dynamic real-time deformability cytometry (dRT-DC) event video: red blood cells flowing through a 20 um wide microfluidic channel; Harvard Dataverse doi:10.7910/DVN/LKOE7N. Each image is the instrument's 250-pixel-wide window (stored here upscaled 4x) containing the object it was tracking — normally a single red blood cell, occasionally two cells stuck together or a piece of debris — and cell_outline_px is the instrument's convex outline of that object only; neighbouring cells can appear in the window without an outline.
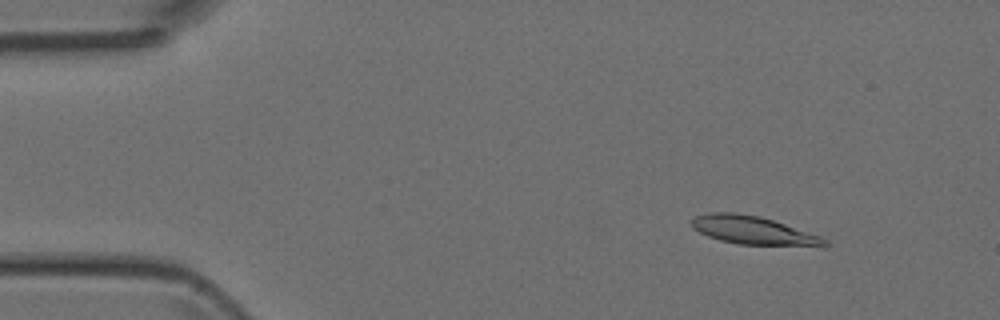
{"species": "Egyptian fruit bat (a non-hibernating species)", "species_latin": "Rousettus aegyptiacus", "temperature_condition": "room temperature", "stored_images_in_passage": 4, "camera_frame_rate_fps": 3000, "um_per_image_px": 0.085, "animal": {"sex": "female"}, "frame": {"image": 1, "passage_image": 1, "time_ms": 0.0, "image_size_px": [1000, 320], "cell_outline_px": [[832, 244], [736, 244], [720, 240], [708, 236], [692, 228], [692, 220], [696, 216], [712, 212], [736, 212], [760, 216], [820, 236], [828, 240]], "centroid_in_image_um": [63.9, 19.54], "position_along_channel_um": 21.1, "area_um2": 21.04}}
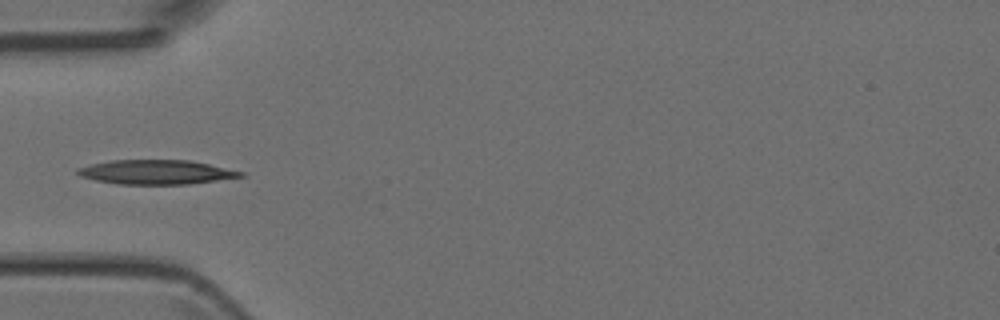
{"frame": {"image": 2, "passage_image": 4, "time_ms": 3.333, "image_size_px": [1000, 320], "cell_outline_px": [[244, 176], [188, 184], [116, 184], [96, 180], [80, 176], [76, 172], [76, 168], [92, 164], [112, 160], [188, 160], [208, 164], [244, 172]], "centroid_in_image_um": [13.23, 14.63], "position_along_channel_um": 71.8, "area_um2": 22.89}}